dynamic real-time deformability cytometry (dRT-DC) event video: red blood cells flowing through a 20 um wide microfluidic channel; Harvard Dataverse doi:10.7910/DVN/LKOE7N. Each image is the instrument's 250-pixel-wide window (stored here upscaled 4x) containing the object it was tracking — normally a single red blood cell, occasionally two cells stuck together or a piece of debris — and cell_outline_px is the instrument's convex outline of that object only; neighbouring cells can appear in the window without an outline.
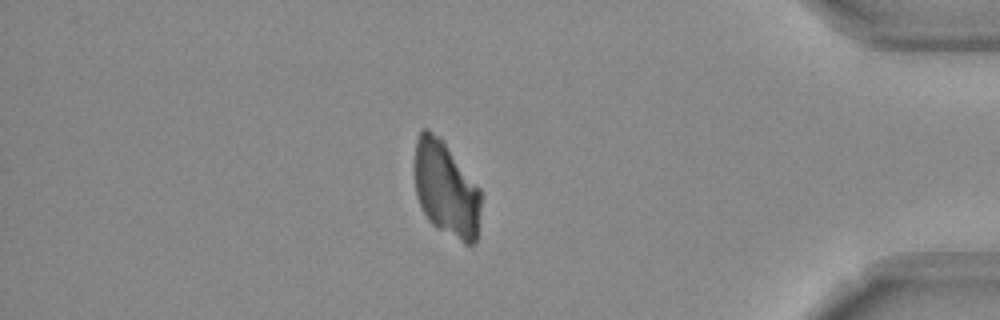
{"species": "Egyptian fruit bat (a non-hibernating species)", "species_latin": "Rousettus aegyptiacus", "temperature_condition": "room temperature", "stored_images_in_passage": 38, "camera_frame_rate_fps": 3000, "um_per_image_px": 0.085, "frame": {"image": 1, "passage_image": 30, "time_ms": 9.667, "image_size_px": [1000, 320], "cell_outline_px": [[480, 208], [476, 240], [472, 244], [464, 244], [436, 228], [428, 220], [416, 196], [416, 140], [420, 132], [424, 128], [428, 128], [440, 136], [480, 188]], "centroid_in_image_um": [37.92, 16.07], "position_along_channel_um": 397.3, "area_um2": 36.65}}
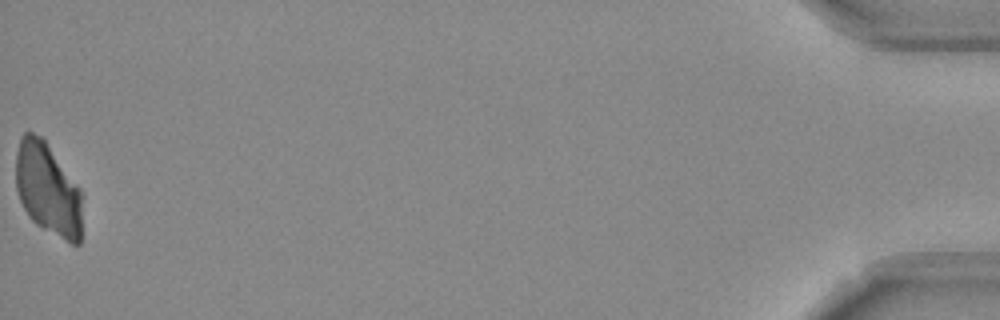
{"frame": {"image": 2, "passage_image": 38, "time_ms": 12.333, "image_size_px": [1000, 320], "cell_outline_px": [[80, 244], [72, 244], [36, 224], [28, 216], [20, 200], [16, 188], [16, 152], [20, 136], [24, 132], [32, 132], [40, 136], [44, 140], [80, 188]], "centroid_in_image_um": [4.02, 16.06], "position_along_channel_um": 431.2, "area_um2": 35.26}}